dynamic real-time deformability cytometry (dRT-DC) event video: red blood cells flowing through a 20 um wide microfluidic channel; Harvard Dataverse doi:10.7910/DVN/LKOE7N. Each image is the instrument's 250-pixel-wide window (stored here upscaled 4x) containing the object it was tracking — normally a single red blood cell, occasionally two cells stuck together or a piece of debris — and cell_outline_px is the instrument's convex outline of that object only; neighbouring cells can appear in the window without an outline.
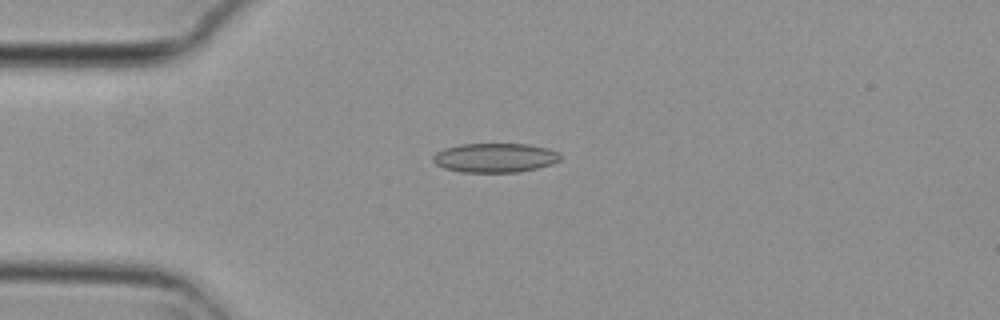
{"species": "common noctule bat (a hibernating species)", "species_latin": "Nyctalus noctula", "temperature_condition": "cold", "stored_images_in_passage": 3, "camera_frame_rate_fps": 3000, "um_per_image_px": 0.085, "animal": {"sex": "female", "body_mass_g": 29.2, "forearm_length_mm": 56.3}, "frame": {"image": 1, "passage_image": 2, "time_ms": 0.333, "image_size_px": [1000, 320], "cell_outline_px": [[560, 160], [552, 164], [536, 168], [516, 172], [460, 172], [444, 168], [436, 164], [432, 160], [432, 156], [436, 152], [444, 148], [460, 144], [528, 144], [548, 148], [560, 152]], "centroid_in_image_um": [42.06, 13.4], "position_along_channel_um": 42.9, "area_um2": 21.79}}